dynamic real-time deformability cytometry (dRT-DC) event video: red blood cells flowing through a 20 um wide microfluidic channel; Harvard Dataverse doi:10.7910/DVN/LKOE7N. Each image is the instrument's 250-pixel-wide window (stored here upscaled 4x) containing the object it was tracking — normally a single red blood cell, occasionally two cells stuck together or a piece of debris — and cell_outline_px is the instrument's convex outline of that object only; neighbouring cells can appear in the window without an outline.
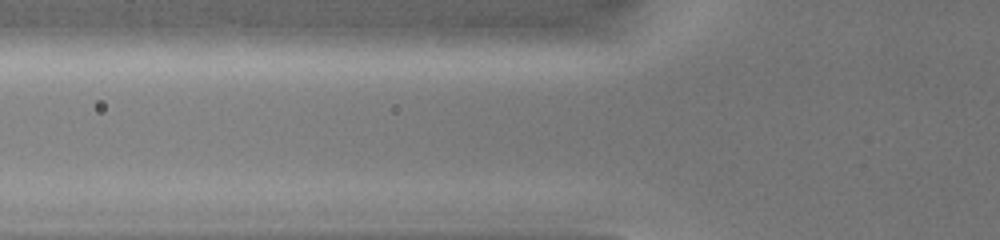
{"species": "common noctule bat (a hibernating species)", "species_latin": "Nyctalus noctula", "temperature_condition": "warm", "stored_images_in_passage": 2, "camera_frame_rate_fps": 3000, "um_per_image_px": 0.085, "animal": {"sex": "female", "body_mass_g": 19.0, "forearm_length_mm": 51.5}, "frame": {"image": 1, "passage_image": 2, "time_ms": 0.667, "image_size_px": [1000, 240], "cell_outline_px": [[624, 40], [568, 48], [448, 48], [436, 36], [444, 32], [472, 24], [584, 24], [624, 28]], "centroid_in_image_um": [45.03, 3.06], "position_along_channel_um": 80.8, "area_um2": 28.5}}